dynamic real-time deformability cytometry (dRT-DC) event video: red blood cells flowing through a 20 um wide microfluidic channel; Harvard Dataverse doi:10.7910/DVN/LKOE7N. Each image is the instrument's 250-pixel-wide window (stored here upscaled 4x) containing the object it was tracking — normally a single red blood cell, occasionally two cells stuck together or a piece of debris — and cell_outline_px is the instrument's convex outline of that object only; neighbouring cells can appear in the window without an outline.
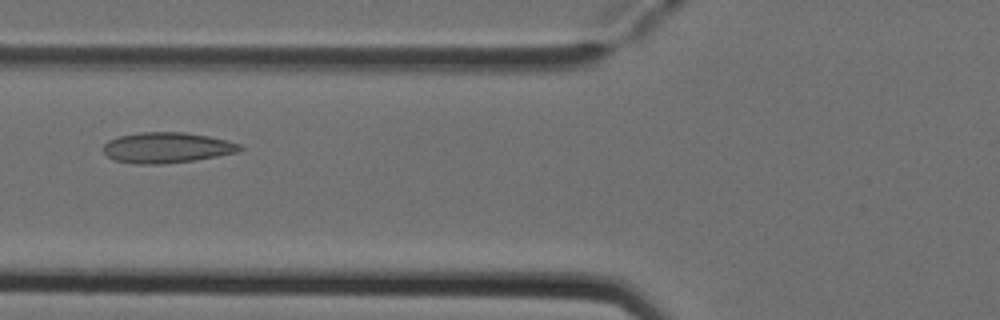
{"species": "Egyptian fruit bat (a non-hibernating species)", "species_latin": "Rousettus aegyptiacus", "temperature_condition": "cold", "stored_images_in_passage": 6, "camera_frame_rate_fps": 3000, "um_per_image_px": 0.085, "animal": {"sex": "female"}, "frame": {"image": 1, "passage_image": 6, "time_ms": 1.667, "image_size_px": [1000, 320], "cell_outline_px": [[244, 148], [236, 152], [196, 160], [160, 164], [136, 164], [116, 160], [108, 156], [104, 152], [104, 144], [108, 140], [120, 136], [140, 132], [184, 132], [208, 136], [240, 144]], "centroid_in_image_um": [14.17, 12.55], "position_along_channel_um": 111.6, "area_um2": 24.1}}